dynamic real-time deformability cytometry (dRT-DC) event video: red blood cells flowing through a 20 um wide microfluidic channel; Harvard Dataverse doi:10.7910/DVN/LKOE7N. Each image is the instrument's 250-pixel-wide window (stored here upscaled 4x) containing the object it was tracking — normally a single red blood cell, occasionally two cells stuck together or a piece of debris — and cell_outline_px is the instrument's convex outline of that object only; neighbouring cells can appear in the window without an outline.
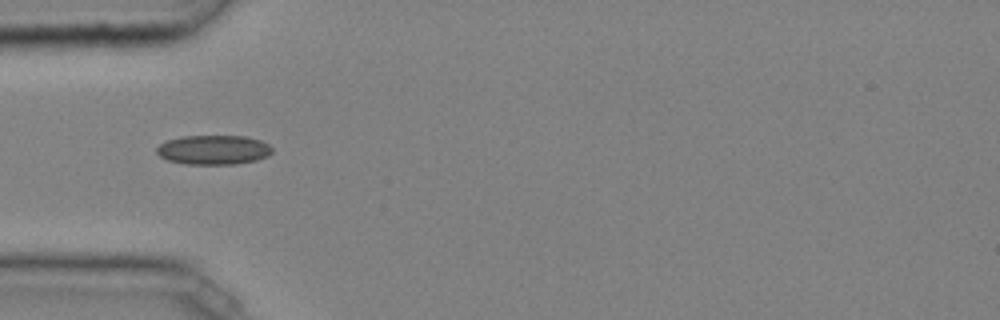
{"species": "common noctule bat (a hibernating species)", "species_latin": "Nyctalus noctula", "temperature_condition": "cold", "stored_images_in_passage": 45, "camera_frame_rate_fps": 3000, "um_per_image_px": 0.085, "animal": {"sex": "male", "body_mass_g": 20.4}, "frame": {"image": 1, "passage_image": 14, "time_ms": 4.333, "image_size_px": [1000, 320], "cell_outline_px": [[272, 152], [268, 156], [256, 160], [236, 164], [184, 164], [168, 160], [160, 156], [156, 152], [156, 148], [160, 144], [168, 140], [180, 136], [244, 136], [260, 140], [268, 144], [272, 148]], "centroid_in_image_um": [18.14, 12.74], "position_along_channel_um": 66.9, "area_um2": 19.83}, "authors_computed_cell_mechanics": {"area_um2": 18.8428, "velocity_mm_per_s": 4.0784, "shape_relaxation_time_tau1_ms": null, "shape_relaxation_time_tau2_ms": 5.6829, "deformation_change_tau1": null, "deformation_change_tau2": 0.1062}}